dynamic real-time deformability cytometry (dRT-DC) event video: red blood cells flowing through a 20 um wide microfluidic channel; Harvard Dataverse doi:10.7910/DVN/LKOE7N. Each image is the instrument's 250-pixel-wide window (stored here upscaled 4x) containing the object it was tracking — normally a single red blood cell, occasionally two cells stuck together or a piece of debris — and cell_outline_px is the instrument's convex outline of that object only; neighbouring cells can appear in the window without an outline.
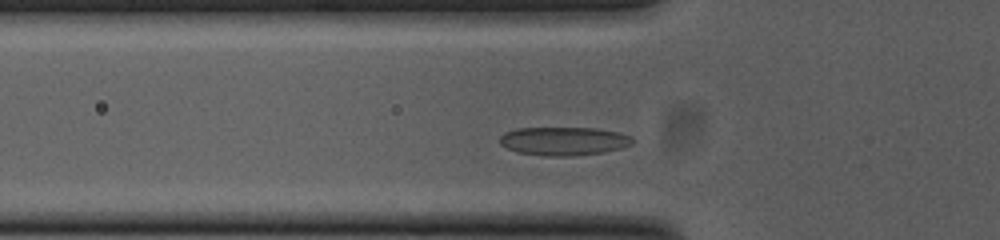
{"species": "common noctule bat (a hibernating species)", "species_latin": "Nyctalus noctula", "temperature_condition": "cold", "stored_images_in_passage": 37, "camera_frame_rate_fps": 3000, "um_per_image_px": 0.085, "animal": {"sex": "female", "body_mass_g": 23.0, "forearm_length_mm": 53.4}, "frame": {"image": 1, "passage_image": 10, "time_ms": 3.0, "image_size_px": [1000, 240], "cell_outline_px": [[636, 140], [632, 144], [620, 148], [604, 152], [572, 156], [544, 156], [516, 152], [500, 144], [500, 136], [504, 132], [516, 128], [596, 128], [620, 132], [632, 136]], "centroid_in_image_um": [47.94, 11.99], "position_along_channel_um": 77.9, "area_um2": 22.25}}
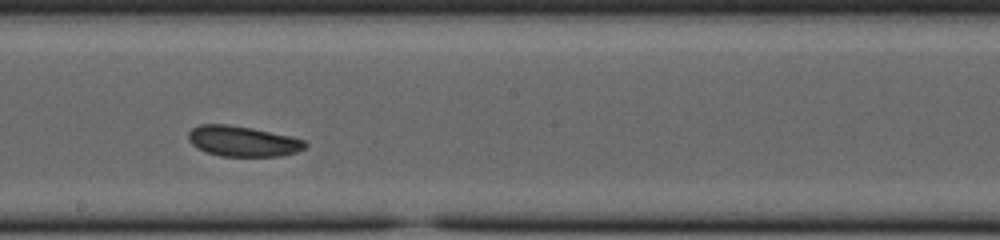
{"frame": {"image": 2, "passage_image": 22, "time_ms": 7.0, "image_size_px": [1000, 240], "cell_outline_px": [[308, 144], [304, 148], [296, 152], [280, 156], [220, 156], [196, 148], [188, 140], [188, 132], [192, 128], [200, 124], [228, 124], [252, 128], [292, 136], [304, 140]], "centroid_in_image_um": [20.62, 12.0], "position_along_channel_um": 227.6, "area_um2": 20.81}}
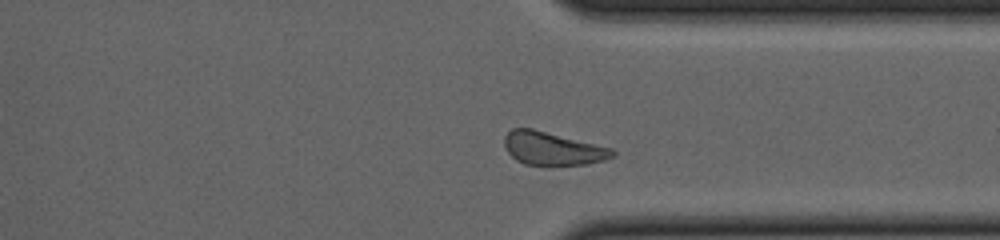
{"frame": {"image": 3, "passage_image": 33, "time_ms": 10.667, "image_size_px": [1000, 240], "cell_outline_px": [[616, 156], [604, 160], [588, 164], [524, 164], [516, 160], [508, 152], [504, 144], [504, 136], [512, 128], [532, 128], [612, 148], [616, 152]], "centroid_in_image_um": [46.98, 12.61], "position_along_channel_um": 364.4, "area_um2": 20.69}, "authors_computed_cell_mechanics": {"area_um2": 21.2126, "velocity_mm_per_s": 3.7347, "shape_relaxation_time_tau1_ms": 1.9147, "shape_relaxation_time_tau2_ms": null, "deformation_change_tau1": 0.0501, "deformation_change_tau2": null}}